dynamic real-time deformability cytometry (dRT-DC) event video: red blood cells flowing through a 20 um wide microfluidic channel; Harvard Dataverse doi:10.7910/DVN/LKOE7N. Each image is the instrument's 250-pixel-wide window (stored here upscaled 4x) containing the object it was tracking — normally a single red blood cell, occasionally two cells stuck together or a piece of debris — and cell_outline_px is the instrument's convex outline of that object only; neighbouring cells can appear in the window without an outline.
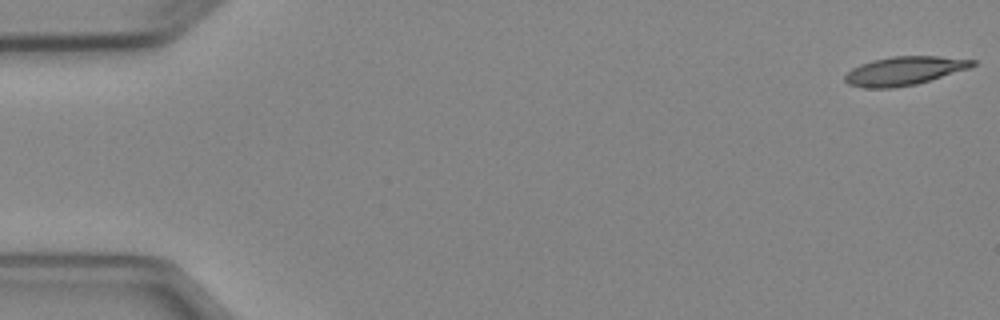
{"species": "Egyptian fruit bat (a non-hibernating species)", "species_latin": "Rousettus aegyptiacus", "temperature_condition": "cold", "stored_images_in_passage": 4, "camera_frame_rate_fps": 3000, "um_per_image_px": 0.085, "animal": {"sex": "female"}, "frame": {"image": 1, "passage_image": 1, "time_ms": 0.0, "image_size_px": [1000, 320], "cell_outline_px": [[976, 64], [968, 68], [916, 84], [892, 88], [868, 88], [848, 84], [844, 80], [844, 76], [852, 68], [860, 64], [872, 60], [892, 56], [936, 56], [976, 60]], "centroid_in_image_um": [76.82, 6.02], "position_along_channel_um": 8.2, "area_um2": 21.04}}
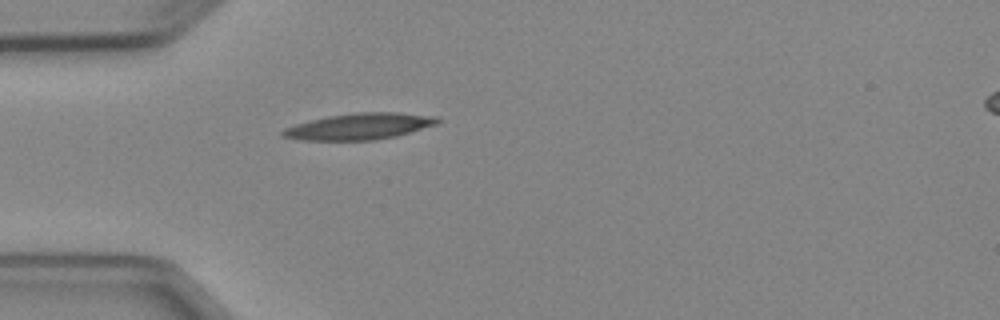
{"frame": {"image": 2, "passage_image": 4, "time_ms": 4.667, "image_size_px": [1000, 320], "cell_outline_px": [[440, 120], [436, 124], [396, 136], [372, 140], [304, 140], [284, 136], [280, 132], [284, 128], [308, 120], [328, 116], [356, 112], [396, 112], [436, 116]], "centroid_in_image_um": [30.54, 10.73], "position_along_channel_um": 54.5, "area_um2": 23.52}}